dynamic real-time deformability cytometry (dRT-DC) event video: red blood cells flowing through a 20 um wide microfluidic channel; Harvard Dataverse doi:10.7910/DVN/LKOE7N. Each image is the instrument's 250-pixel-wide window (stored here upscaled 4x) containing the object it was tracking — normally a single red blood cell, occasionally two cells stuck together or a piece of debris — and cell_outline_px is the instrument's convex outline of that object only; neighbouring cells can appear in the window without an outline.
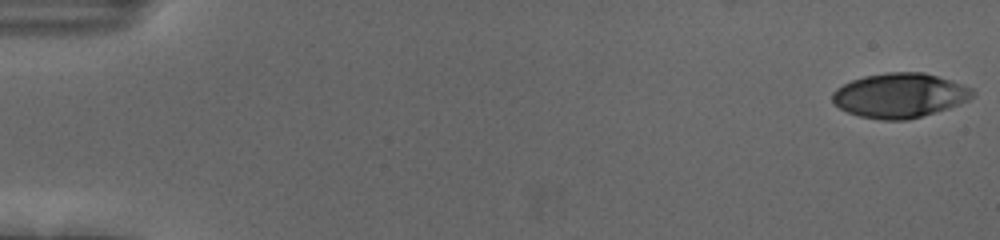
{"species": "human", "species_latin": "Homo sapiens", "temperature_condition": "cold", "stored_images_in_passage": 55, "camera_frame_rate_fps": 3000, "um_per_image_px": 0.085, "donor": {"sex": "female"}, "frame": {"image": 1, "passage_image": 1, "time_ms": 0.0, "image_size_px": [1000, 240], "cell_outline_px": [[976, 96], [960, 104], [948, 108], [908, 120], [880, 120], [860, 116], [848, 112], [840, 108], [832, 100], [832, 92], [836, 88], [852, 80], [864, 76], [888, 72], [924, 72], [952, 80], [972, 88], [976, 92]], "centroid_in_image_um": [76.51, 8.11], "position_along_channel_um": 8.5, "area_um2": 36.53}}
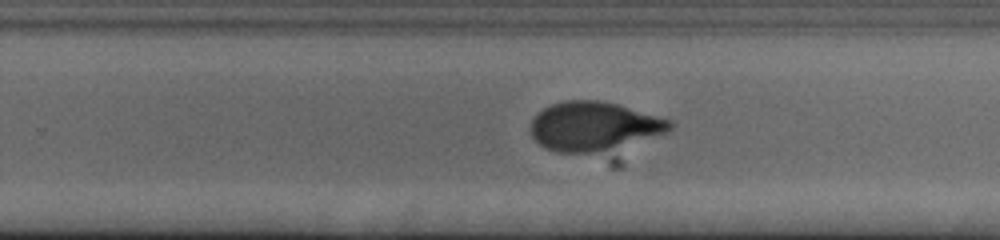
{"frame": {"image": 2, "passage_image": 36, "time_ms": 11.667, "image_size_px": [1000, 240], "cell_outline_px": [[672, 128], [668, 132], [596, 152], [556, 152], [544, 148], [532, 136], [528, 128], [532, 120], [544, 108], [552, 104], [568, 100], [600, 100], [616, 104], [672, 120]], "centroid_in_image_um": [50.43, 10.72], "position_along_channel_um": 279.4, "area_um2": 39.07}}
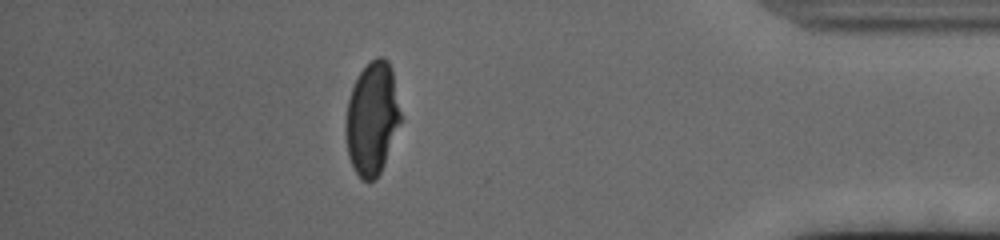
{"frame": {"image": 3, "passage_image": 49, "time_ms": 16.0, "image_size_px": [1000, 240], "cell_outline_px": [[400, 120], [384, 164], [376, 180], [360, 180], [348, 156], [344, 128], [344, 124], [348, 100], [352, 88], [360, 72], [376, 56], [384, 56], [388, 60], [392, 68], [400, 112]], "centroid_in_image_um": [31.6, 10.07], "position_along_channel_um": 403.6, "area_um2": 35.89}, "authors_computed_cell_mechanics": {"area_um2": 38.2636, "velocity_mm_per_s": 3.7073, "shape_relaxation_time_tau1_ms": 6.7823, "shape_relaxation_time_tau2_ms": 1.0441, "deformation_change_tau1": 0.2335, "deformation_change_tau2": 0.0696}}